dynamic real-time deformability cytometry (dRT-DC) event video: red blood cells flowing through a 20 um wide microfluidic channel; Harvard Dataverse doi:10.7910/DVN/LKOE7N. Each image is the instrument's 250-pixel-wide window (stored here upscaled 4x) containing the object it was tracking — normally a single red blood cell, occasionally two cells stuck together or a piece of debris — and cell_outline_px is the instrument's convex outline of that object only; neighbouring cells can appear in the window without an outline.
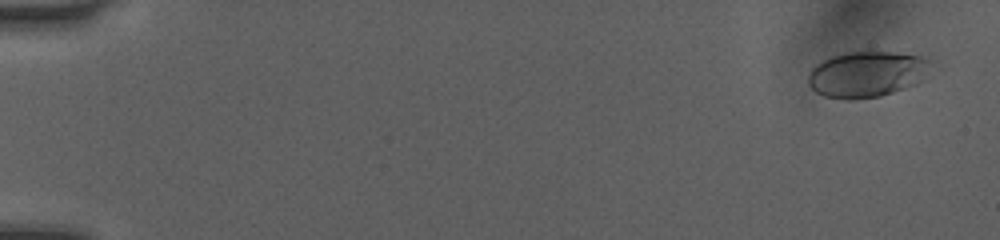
{"species": "human", "species_latin": "Homo sapiens", "temperature_condition": "room temperature", "stored_images_in_passage": 52, "camera_frame_rate_fps": 3000, "um_per_image_px": 0.085, "donor": {"sex": "female"}, "frame": {"image": 1, "passage_image": 3, "time_ms": 0.667, "image_size_px": [1000, 240], "cell_outline_px": [[928, 60], [916, 84], [880, 96], [852, 100], [848, 100], [824, 96], [816, 92], [808, 84], [808, 76], [812, 68], [816, 64], [832, 56], [848, 52], [896, 52], [924, 56]], "centroid_in_image_um": [73.57, 6.31], "position_along_channel_um": 11.4, "area_um2": 32.08}}
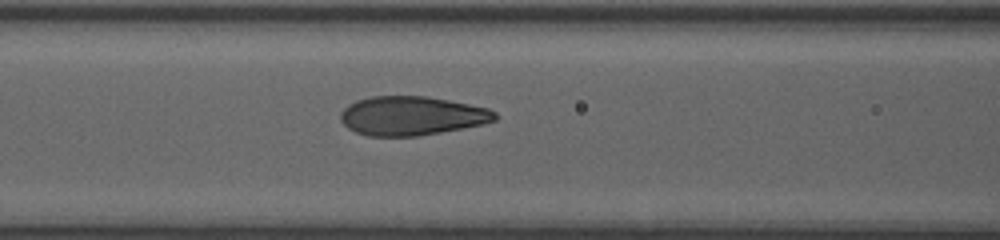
{"frame": {"image": 2, "passage_image": 24, "time_ms": 7.667, "image_size_px": [1000, 240], "cell_outline_px": [[496, 120], [484, 124], [440, 132], [416, 136], [368, 136], [356, 132], [348, 128], [340, 120], [340, 112], [348, 104], [356, 100], [372, 96], [428, 96], [488, 108], [496, 112]], "centroid_in_image_um": [34.97, 9.84], "position_along_channel_um": 131.6, "area_um2": 35.08}}
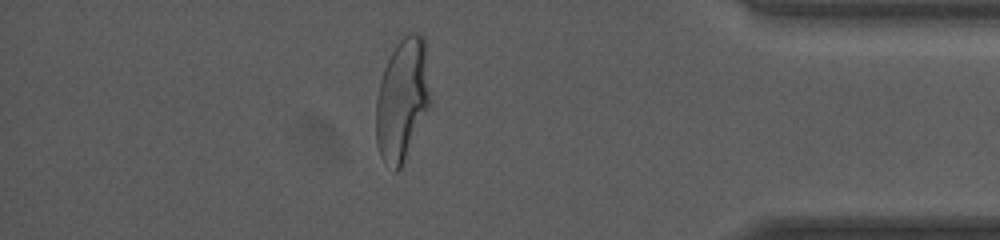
{"frame": {"image": 3, "passage_image": 46, "time_ms": 15.0, "image_size_px": [1000, 240], "cell_outline_px": [[432, 104], [400, 168], [396, 172], [392, 172], [380, 156], [376, 144], [376, 96], [380, 80], [384, 68], [400, 32], [420, 32], [424, 36], [432, 100]], "centroid_in_image_um": [34.21, 8.39], "position_along_channel_um": 401.0, "area_um2": 39.88}, "authors_computed_cell_mechanics": {"area_um2": 34.9979, "velocity_mm_per_s": 4.0711, "shape_relaxation_time_tau1_ms": 4.2856, "shape_relaxation_time_tau2_ms": null, "deformation_change_tau1": 0.2045, "deformation_change_tau2": null}}